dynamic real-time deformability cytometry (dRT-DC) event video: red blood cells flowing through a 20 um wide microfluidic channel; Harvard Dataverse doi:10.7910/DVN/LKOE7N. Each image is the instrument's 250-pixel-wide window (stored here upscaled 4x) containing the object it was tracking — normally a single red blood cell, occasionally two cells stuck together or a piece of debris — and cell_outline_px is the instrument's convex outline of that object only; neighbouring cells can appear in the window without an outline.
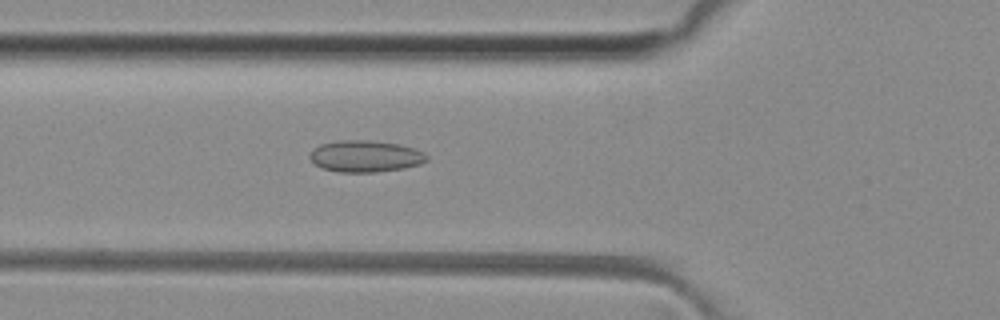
{"species": "common noctule bat (a hibernating species)", "species_latin": "Nyctalus noctula", "temperature_condition": "room temperature", "stored_images_in_passage": 41, "camera_frame_rate_fps": 3000, "um_per_image_px": 0.085, "animal": {"sex": "female", "body_mass_g": 29.2, "forearm_length_mm": 56.3}, "frame": {"image": 1, "passage_image": 13, "time_ms": 4.0, "image_size_px": [1000, 320], "cell_outline_px": [[428, 160], [420, 164], [404, 168], [376, 172], [340, 172], [320, 168], [308, 156], [308, 152], [312, 148], [320, 144], [340, 140], [368, 140], [400, 144], [416, 148], [424, 152], [428, 156]], "centroid_in_image_um": [31.05, 13.27], "position_along_channel_um": 94.8, "area_um2": 21.85}}
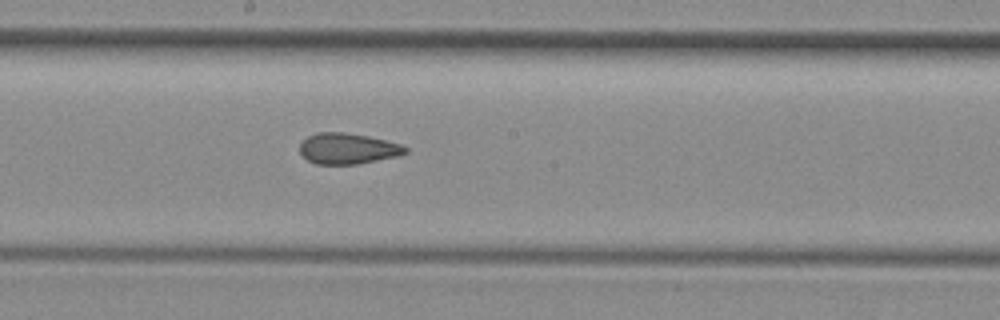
{"frame": {"image": 2, "passage_image": 22, "time_ms": 7.0, "image_size_px": [1000, 320], "cell_outline_px": [[408, 152], [400, 156], [356, 164], [316, 164], [308, 160], [300, 152], [300, 144], [308, 136], [316, 132], [344, 132], [368, 136], [400, 144], [408, 148]], "centroid_in_image_um": [29.57, 12.63], "position_along_channel_um": 218.6, "area_um2": 18.96}}
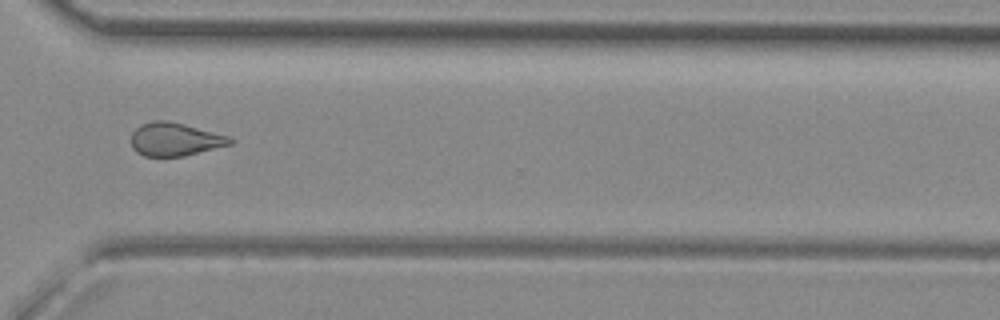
{"frame": {"image": 3, "passage_image": 32, "time_ms": 10.333, "image_size_px": [1000, 320], "cell_outline_px": [[236, 140], [232, 144], [184, 156], [144, 156], [136, 152], [132, 148], [132, 132], [140, 124], [152, 120], [168, 120], [184, 124], [228, 136]], "centroid_in_image_um": [14.86, 11.84], "position_along_channel_um": 355.7, "area_um2": 19.19}, "authors_computed_cell_mechanics": {"area_um2": 19.652, "velocity_mm_per_s": 4.1042, "shape_relaxation_time_tau1_ms": null, "shape_relaxation_time_tau2_ms": 2.0891, "deformation_change_tau1": null, "deformation_change_tau2": 0.0921}}